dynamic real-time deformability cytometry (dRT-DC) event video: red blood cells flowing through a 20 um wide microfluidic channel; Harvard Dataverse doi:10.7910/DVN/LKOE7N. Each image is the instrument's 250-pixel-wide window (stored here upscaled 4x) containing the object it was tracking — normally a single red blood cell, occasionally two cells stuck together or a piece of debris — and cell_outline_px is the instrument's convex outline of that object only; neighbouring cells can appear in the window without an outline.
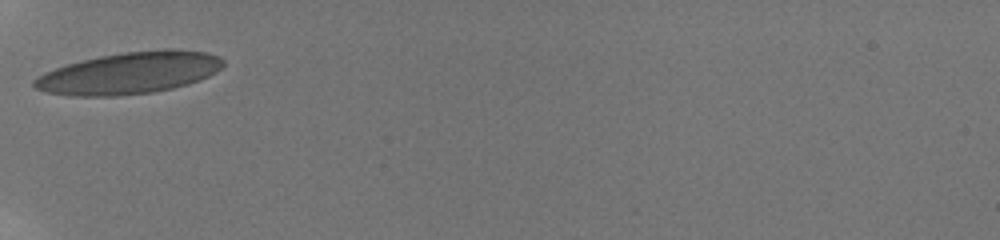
{"species": "human", "species_latin": "Homo sapiens", "temperature_condition": "room temperature", "stored_images_in_passage": 40, "camera_frame_rate_fps": 3000, "um_per_image_px": 0.085, "donor": {"sex": "male"}, "frame": {"image": 1, "passage_image": 1, "time_ms": 0.0, "image_size_px": [1000, 240], "cell_outline_px": [[224, 64], [216, 72], [200, 80], [188, 84], [172, 88], [152, 92], [120, 96], [72, 96], [44, 92], [36, 88], [32, 84], [32, 80], [44, 72], [68, 64], [100, 56], [124, 52], [164, 48], [172, 48], [208, 52], [224, 60]], "centroid_in_image_um": [11.01, 6.2], "position_along_channel_um": 74.0, "area_um2": 46.18}}
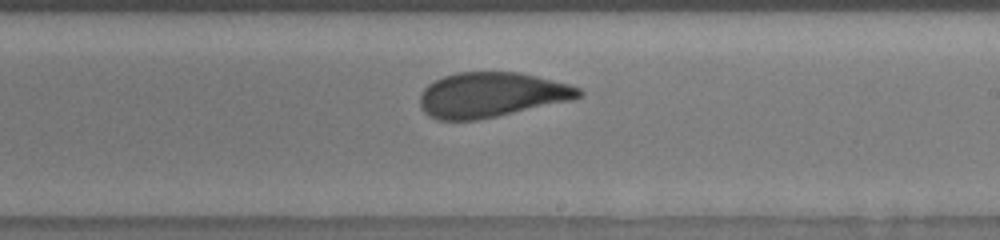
{"frame": {"image": 2, "passage_image": 21, "time_ms": 4.667, "image_size_px": [1000, 240], "cell_outline_px": [[584, 92], [580, 96], [572, 100], [496, 116], [476, 120], [436, 120], [428, 116], [420, 108], [420, 92], [428, 84], [444, 76], [460, 72], [520, 72], [568, 84], [580, 88]], "centroid_in_image_um": [41.73, 8.06], "position_along_channel_um": 247.3, "area_um2": 41.5}}
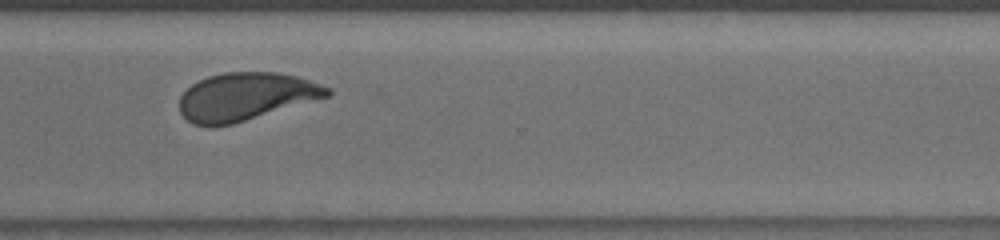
{"frame": {"image": 3, "passage_image": 39, "time_ms": 7.333, "image_size_px": [1000, 240], "cell_outline_px": [[332, 92], [328, 96], [232, 124], [192, 124], [180, 112], [180, 96], [192, 84], [208, 76], [224, 72], [280, 72], [296, 76], [332, 88]], "centroid_in_image_um": [20.9, 8.18], "position_along_channel_um": 349.7, "area_um2": 40.46}}